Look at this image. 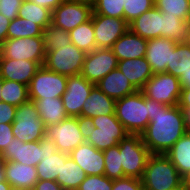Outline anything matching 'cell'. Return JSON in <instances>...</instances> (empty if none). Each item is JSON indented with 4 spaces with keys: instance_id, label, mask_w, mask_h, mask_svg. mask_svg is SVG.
<instances>
[{
    "instance_id": "32",
    "label": "cell",
    "mask_w": 190,
    "mask_h": 190,
    "mask_svg": "<svg viewBox=\"0 0 190 190\" xmlns=\"http://www.w3.org/2000/svg\"><path fill=\"white\" fill-rule=\"evenodd\" d=\"M69 35L71 38V43L78 49H81L86 53L96 49L92 18L71 30Z\"/></svg>"
},
{
    "instance_id": "18",
    "label": "cell",
    "mask_w": 190,
    "mask_h": 190,
    "mask_svg": "<svg viewBox=\"0 0 190 190\" xmlns=\"http://www.w3.org/2000/svg\"><path fill=\"white\" fill-rule=\"evenodd\" d=\"M176 41L158 37L147 40L145 58L150 64L153 74L167 73V65H170L171 50Z\"/></svg>"
},
{
    "instance_id": "51",
    "label": "cell",
    "mask_w": 190,
    "mask_h": 190,
    "mask_svg": "<svg viewBox=\"0 0 190 190\" xmlns=\"http://www.w3.org/2000/svg\"><path fill=\"white\" fill-rule=\"evenodd\" d=\"M182 88H190V70L179 78Z\"/></svg>"
},
{
    "instance_id": "26",
    "label": "cell",
    "mask_w": 190,
    "mask_h": 190,
    "mask_svg": "<svg viewBox=\"0 0 190 190\" xmlns=\"http://www.w3.org/2000/svg\"><path fill=\"white\" fill-rule=\"evenodd\" d=\"M190 185V132H186L165 154Z\"/></svg>"
},
{
    "instance_id": "45",
    "label": "cell",
    "mask_w": 190,
    "mask_h": 190,
    "mask_svg": "<svg viewBox=\"0 0 190 190\" xmlns=\"http://www.w3.org/2000/svg\"><path fill=\"white\" fill-rule=\"evenodd\" d=\"M17 107L0 101V123H13Z\"/></svg>"
},
{
    "instance_id": "36",
    "label": "cell",
    "mask_w": 190,
    "mask_h": 190,
    "mask_svg": "<svg viewBox=\"0 0 190 190\" xmlns=\"http://www.w3.org/2000/svg\"><path fill=\"white\" fill-rule=\"evenodd\" d=\"M104 154V175L109 179L125 178L121 164L119 145L110 147L103 151Z\"/></svg>"
},
{
    "instance_id": "7",
    "label": "cell",
    "mask_w": 190,
    "mask_h": 190,
    "mask_svg": "<svg viewBox=\"0 0 190 190\" xmlns=\"http://www.w3.org/2000/svg\"><path fill=\"white\" fill-rule=\"evenodd\" d=\"M143 95L160 104L178 105L182 86L178 77L169 73L154 74L140 90Z\"/></svg>"
},
{
    "instance_id": "5",
    "label": "cell",
    "mask_w": 190,
    "mask_h": 190,
    "mask_svg": "<svg viewBox=\"0 0 190 190\" xmlns=\"http://www.w3.org/2000/svg\"><path fill=\"white\" fill-rule=\"evenodd\" d=\"M45 126L32 100L17 107L12 123V133L21 142L40 141L45 137Z\"/></svg>"
},
{
    "instance_id": "54",
    "label": "cell",
    "mask_w": 190,
    "mask_h": 190,
    "mask_svg": "<svg viewBox=\"0 0 190 190\" xmlns=\"http://www.w3.org/2000/svg\"><path fill=\"white\" fill-rule=\"evenodd\" d=\"M0 190H13L7 181L0 182Z\"/></svg>"
},
{
    "instance_id": "43",
    "label": "cell",
    "mask_w": 190,
    "mask_h": 190,
    "mask_svg": "<svg viewBox=\"0 0 190 190\" xmlns=\"http://www.w3.org/2000/svg\"><path fill=\"white\" fill-rule=\"evenodd\" d=\"M23 0H0V14L4 17L14 20L18 17V11Z\"/></svg>"
},
{
    "instance_id": "37",
    "label": "cell",
    "mask_w": 190,
    "mask_h": 190,
    "mask_svg": "<svg viewBox=\"0 0 190 190\" xmlns=\"http://www.w3.org/2000/svg\"><path fill=\"white\" fill-rule=\"evenodd\" d=\"M45 52L58 50L62 46L71 44L69 32L50 24L43 30Z\"/></svg>"
},
{
    "instance_id": "12",
    "label": "cell",
    "mask_w": 190,
    "mask_h": 190,
    "mask_svg": "<svg viewBox=\"0 0 190 190\" xmlns=\"http://www.w3.org/2000/svg\"><path fill=\"white\" fill-rule=\"evenodd\" d=\"M45 136L55 143L58 151L68 154L85 142L77 117H68L59 124L47 126Z\"/></svg>"
},
{
    "instance_id": "30",
    "label": "cell",
    "mask_w": 190,
    "mask_h": 190,
    "mask_svg": "<svg viewBox=\"0 0 190 190\" xmlns=\"http://www.w3.org/2000/svg\"><path fill=\"white\" fill-rule=\"evenodd\" d=\"M18 16L39 25L43 30L52 24L51 10L27 0H23Z\"/></svg>"
},
{
    "instance_id": "2",
    "label": "cell",
    "mask_w": 190,
    "mask_h": 190,
    "mask_svg": "<svg viewBox=\"0 0 190 190\" xmlns=\"http://www.w3.org/2000/svg\"><path fill=\"white\" fill-rule=\"evenodd\" d=\"M144 190H188L189 184L165 154H151L141 178Z\"/></svg>"
},
{
    "instance_id": "57",
    "label": "cell",
    "mask_w": 190,
    "mask_h": 190,
    "mask_svg": "<svg viewBox=\"0 0 190 190\" xmlns=\"http://www.w3.org/2000/svg\"><path fill=\"white\" fill-rule=\"evenodd\" d=\"M0 100H1V79H0Z\"/></svg>"
},
{
    "instance_id": "42",
    "label": "cell",
    "mask_w": 190,
    "mask_h": 190,
    "mask_svg": "<svg viewBox=\"0 0 190 190\" xmlns=\"http://www.w3.org/2000/svg\"><path fill=\"white\" fill-rule=\"evenodd\" d=\"M112 190H144L141 179L125 177L113 180Z\"/></svg>"
},
{
    "instance_id": "55",
    "label": "cell",
    "mask_w": 190,
    "mask_h": 190,
    "mask_svg": "<svg viewBox=\"0 0 190 190\" xmlns=\"http://www.w3.org/2000/svg\"><path fill=\"white\" fill-rule=\"evenodd\" d=\"M185 43L190 47V22L187 30V38L185 40Z\"/></svg>"
},
{
    "instance_id": "3",
    "label": "cell",
    "mask_w": 190,
    "mask_h": 190,
    "mask_svg": "<svg viewBox=\"0 0 190 190\" xmlns=\"http://www.w3.org/2000/svg\"><path fill=\"white\" fill-rule=\"evenodd\" d=\"M150 99L138 90L115 102V115L129 134H141L149 124Z\"/></svg>"
},
{
    "instance_id": "19",
    "label": "cell",
    "mask_w": 190,
    "mask_h": 190,
    "mask_svg": "<svg viewBox=\"0 0 190 190\" xmlns=\"http://www.w3.org/2000/svg\"><path fill=\"white\" fill-rule=\"evenodd\" d=\"M41 66L30 60H13L0 55V79L29 85Z\"/></svg>"
},
{
    "instance_id": "41",
    "label": "cell",
    "mask_w": 190,
    "mask_h": 190,
    "mask_svg": "<svg viewBox=\"0 0 190 190\" xmlns=\"http://www.w3.org/2000/svg\"><path fill=\"white\" fill-rule=\"evenodd\" d=\"M113 180L105 175H88L77 190H112Z\"/></svg>"
},
{
    "instance_id": "53",
    "label": "cell",
    "mask_w": 190,
    "mask_h": 190,
    "mask_svg": "<svg viewBox=\"0 0 190 190\" xmlns=\"http://www.w3.org/2000/svg\"><path fill=\"white\" fill-rule=\"evenodd\" d=\"M184 112L185 116V122L188 129V132H190V108H181Z\"/></svg>"
},
{
    "instance_id": "16",
    "label": "cell",
    "mask_w": 190,
    "mask_h": 190,
    "mask_svg": "<svg viewBox=\"0 0 190 190\" xmlns=\"http://www.w3.org/2000/svg\"><path fill=\"white\" fill-rule=\"evenodd\" d=\"M40 147L43 150V157L36 166L39 180L56 181L58 174H61L62 161L70 156L68 153L57 150L55 143L46 136L40 140Z\"/></svg>"
},
{
    "instance_id": "20",
    "label": "cell",
    "mask_w": 190,
    "mask_h": 190,
    "mask_svg": "<svg viewBox=\"0 0 190 190\" xmlns=\"http://www.w3.org/2000/svg\"><path fill=\"white\" fill-rule=\"evenodd\" d=\"M69 156L84 170L86 175H104V154L88 142L69 153Z\"/></svg>"
},
{
    "instance_id": "25",
    "label": "cell",
    "mask_w": 190,
    "mask_h": 190,
    "mask_svg": "<svg viewBox=\"0 0 190 190\" xmlns=\"http://www.w3.org/2000/svg\"><path fill=\"white\" fill-rule=\"evenodd\" d=\"M117 69L137 90H141L154 75L145 57L118 61Z\"/></svg>"
},
{
    "instance_id": "4",
    "label": "cell",
    "mask_w": 190,
    "mask_h": 190,
    "mask_svg": "<svg viewBox=\"0 0 190 190\" xmlns=\"http://www.w3.org/2000/svg\"><path fill=\"white\" fill-rule=\"evenodd\" d=\"M118 145L124 176L141 179L151 155L141 134H128Z\"/></svg>"
},
{
    "instance_id": "39",
    "label": "cell",
    "mask_w": 190,
    "mask_h": 190,
    "mask_svg": "<svg viewBox=\"0 0 190 190\" xmlns=\"http://www.w3.org/2000/svg\"><path fill=\"white\" fill-rule=\"evenodd\" d=\"M125 0H93L92 14L124 19Z\"/></svg>"
},
{
    "instance_id": "49",
    "label": "cell",
    "mask_w": 190,
    "mask_h": 190,
    "mask_svg": "<svg viewBox=\"0 0 190 190\" xmlns=\"http://www.w3.org/2000/svg\"><path fill=\"white\" fill-rule=\"evenodd\" d=\"M11 20L0 14V45L7 40V31Z\"/></svg>"
},
{
    "instance_id": "15",
    "label": "cell",
    "mask_w": 190,
    "mask_h": 190,
    "mask_svg": "<svg viewBox=\"0 0 190 190\" xmlns=\"http://www.w3.org/2000/svg\"><path fill=\"white\" fill-rule=\"evenodd\" d=\"M94 86L81 74L68 76L66 91L61 96L68 117L80 116L83 104Z\"/></svg>"
},
{
    "instance_id": "21",
    "label": "cell",
    "mask_w": 190,
    "mask_h": 190,
    "mask_svg": "<svg viewBox=\"0 0 190 190\" xmlns=\"http://www.w3.org/2000/svg\"><path fill=\"white\" fill-rule=\"evenodd\" d=\"M5 176L13 190H33L39 180L36 167L14 161H5Z\"/></svg>"
},
{
    "instance_id": "17",
    "label": "cell",
    "mask_w": 190,
    "mask_h": 190,
    "mask_svg": "<svg viewBox=\"0 0 190 190\" xmlns=\"http://www.w3.org/2000/svg\"><path fill=\"white\" fill-rule=\"evenodd\" d=\"M43 157L40 141L21 142L18 138L11 140L9 145L0 154L5 161H14L36 167Z\"/></svg>"
},
{
    "instance_id": "13",
    "label": "cell",
    "mask_w": 190,
    "mask_h": 190,
    "mask_svg": "<svg viewBox=\"0 0 190 190\" xmlns=\"http://www.w3.org/2000/svg\"><path fill=\"white\" fill-rule=\"evenodd\" d=\"M117 66V57L110 48H96L86 54L81 75L96 85Z\"/></svg>"
},
{
    "instance_id": "31",
    "label": "cell",
    "mask_w": 190,
    "mask_h": 190,
    "mask_svg": "<svg viewBox=\"0 0 190 190\" xmlns=\"http://www.w3.org/2000/svg\"><path fill=\"white\" fill-rule=\"evenodd\" d=\"M190 70V47L185 42L176 43L171 50L170 65H167V73L180 78Z\"/></svg>"
},
{
    "instance_id": "29",
    "label": "cell",
    "mask_w": 190,
    "mask_h": 190,
    "mask_svg": "<svg viewBox=\"0 0 190 190\" xmlns=\"http://www.w3.org/2000/svg\"><path fill=\"white\" fill-rule=\"evenodd\" d=\"M86 176L84 170L69 157L66 161H62L61 174H58L56 182L64 190H77Z\"/></svg>"
},
{
    "instance_id": "35",
    "label": "cell",
    "mask_w": 190,
    "mask_h": 190,
    "mask_svg": "<svg viewBox=\"0 0 190 190\" xmlns=\"http://www.w3.org/2000/svg\"><path fill=\"white\" fill-rule=\"evenodd\" d=\"M27 37H43V29L39 25L19 16L11 20L7 31V39Z\"/></svg>"
},
{
    "instance_id": "47",
    "label": "cell",
    "mask_w": 190,
    "mask_h": 190,
    "mask_svg": "<svg viewBox=\"0 0 190 190\" xmlns=\"http://www.w3.org/2000/svg\"><path fill=\"white\" fill-rule=\"evenodd\" d=\"M33 190H64V189L56 181L38 180Z\"/></svg>"
},
{
    "instance_id": "11",
    "label": "cell",
    "mask_w": 190,
    "mask_h": 190,
    "mask_svg": "<svg viewBox=\"0 0 190 190\" xmlns=\"http://www.w3.org/2000/svg\"><path fill=\"white\" fill-rule=\"evenodd\" d=\"M92 12V2L65 0L52 11V25L70 32L88 21Z\"/></svg>"
},
{
    "instance_id": "23",
    "label": "cell",
    "mask_w": 190,
    "mask_h": 190,
    "mask_svg": "<svg viewBox=\"0 0 190 190\" xmlns=\"http://www.w3.org/2000/svg\"><path fill=\"white\" fill-rule=\"evenodd\" d=\"M162 19V12L154 6L132 21L129 29L147 40L162 37Z\"/></svg>"
},
{
    "instance_id": "1",
    "label": "cell",
    "mask_w": 190,
    "mask_h": 190,
    "mask_svg": "<svg viewBox=\"0 0 190 190\" xmlns=\"http://www.w3.org/2000/svg\"><path fill=\"white\" fill-rule=\"evenodd\" d=\"M148 116L150 122L141 137L151 154H166L188 131L184 112L178 105L169 106L150 99Z\"/></svg>"
},
{
    "instance_id": "9",
    "label": "cell",
    "mask_w": 190,
    "mask_h": 190,
    "mask_svg": "<svg viewBox=\"0 0 190 190\" xmlns=\"http://www.w3.org/2000/svg\"><path fill=\"white\" fill-rule=\"evenodd\" d=\"M86 54L71 43L58 50L46 52L44 66L65 76L78 75L82 72Z\"/></svg>"
},
{
    "instance_id": "40",
    "label": "cell",
    "mask_w": 190,
    "mask_h": 190,
    "mask_svg": "<svg viewBox=\"0 0 190 190\" xmlns=\"http://www.w3.org/2000/svg\"><path fill=\"white\" fill-rule=\"evenodd\" d=\"M155 6V0H125L124 19L128 24Z\"/></svg>"
},
{
    "instance_id": "52",
    "label": "cell",
    "mask_w": 190,
    "mask_h": 190,
    "mask_svg": "<svg viewBox=\"0 0 190 190\" xmlns=\"http://www.w3.org/2000/svg\"><path fill=\"white\" fill-rule=\"evenodd\" d=\"M6 181L5 176V160L0 158V182Z\"/></svg>"
},
{
    "instance_id": "34",
    "label": "cell",
    "mask_w": 190,
    "mask_h": 190,
    "mask_svg": "<svg viewBox=\"0 0 190 190\" xmlns=\"http://www.w3.org/2000/svg\"><path fill=\"white\" fill-rule=\"evenodd\" d=\"M162 37L179 42H185L189 22L176 16L162 13Z\"/></svg>"
},
{
    "instance_id": "6",
    "label": "cell",
    "mask_w": 190,
    "mask_h": 190,
    "mask_svg": "<svg viewBox=\"0 0 190 190\" xmlns=\"http://www.w3.org/2000/svg\"><path fill=\"white\" fill-rule=\"evenodd\" d=\"M92 120L94 130L86 142L98 150L104 151L118 145L129 134L115 114L100 115Z\"/></svg>"
},
{
    "instance_id": "38",
    "label": "cell",
    "mask_w": 190,
    "mask_h": 190,
    "mask_svg": "<svg viewBox=\"0 0 190 190\" xmlns=\"http://www.w3.org/2000/svg\"><path fill=\"white\" fill-rule=\"evenodd\" d=\"M155 7L166 15L190 22V0H155Z\"/></svg>"
},
{
    "instance_id": "28",
    "label": "cell",
    "mask_w": 190,
    "mask_h": 190,
    "mask_svg": "<svg viewBox=\"0 0 190 190\" xmlns=\"http://www.w3.org/2000/svg\"><path fill=\"white\" fill-rule=\"evenodd\" d=\"M29 100L35 103L45 128L50 125L59 124L68 118L61 98Z\"/></svg>"
},
{
    "instance_id": "33",
    "label": "cell",
    "mask_w": 190,
    "mask_h": 190,
    "mask_svg": "<svg viewBox=\"0 0 190 190\" xmlns=\"http://www.w3.org/2000/svg\"><path fill=\"white\" fill-rule=\"evenodd\" d=\"M29 100L28 86L10 80H1V100L10 105L19 107Z\"/></svg>"
},
{
    "instance_id": "10",
    "label": "cell",
    "mask_w": 190,
    "mask_h": 190,
    "mask_svg": "<svg viewBox=\"0 0 190 190\" xmlns=\"http://www.w3.org/2000/svg\"><path fill=\"white\" fill-rule=\"evenodd\" d=\"M0 55L13 60H30L44 65L46 52L43 37L7 39L0 45Z\"/></svg>"
},
{
    "instance_id": "22",
    "label": "cell",
    "mask_w": 190,
    "mask_h": 190,
    "mask_svg": "<svg viewBox=\"0 0 190 190\" xmlns=\"http://www.w3.org/2000/svg\"><path fill=\"white\" fill-rule=\"evenodd\" d=\"M147 39L127 30L110 48L118 61L145 57Z\"/></svg>"
},
{
    "instance_id": "56",
    "label": "cell",
    "mask_w": 190,
    "mask_h": 190,
    "mask_svg": "<svg viewBox=\"0 0 190 190\" xmlns=\"http://www.w3.org/2000/svg\"><path fill=\"white\" fill-rule=\"evenodd\" d=\"M77 1L92 2L93 0H77Z\"/></svg>"
},
{
    "instance_id": "48",
    "label": "cell",
    "mask_w": 190,
    "mask_h": 190,
    "mask_svg": "<svg viewBox=\"0 0 190 190\" xmlns=\"http://www.w3.org/2000/svg\"><path fill=\"white\" fill-rule=\"evenodd\" d=\"M27 1H31L36 5L48 8L49 10L53 11L65 0H27Z\"/></svg>"
},
{
    "instance_id": "8",
    "label": "cell",
    "mask_w": 190,
    "mask_h": 190,
    "mask_svg": "<svg viewBox=\"0 0 190 190\" xmlns=\"http://www.w3.org/2000/svg\"><path fill=\"white\" fill-rule=\"evenodd\" d=\"M67 78L41 66L28 85L29 99L61 98L67 88Z\"/></svg>"
},
{
    "instance_id": "44",
    "label": "cell",
    "mask_w": 190,
    "mask_h": 190,
    "mask_svg": "<svg viewBox=\"0 0 190 190\" xmlns=\"http://www.w3.org/2000/svg\"><path fill=\"white\" fill-rule=\"evenodd\" d=\"M14 138V134L12 133V123H0V154Z\"/></svg>"
},
{
    "instance_id": "14",
    "label": "cell",
    "mask_w": 190,
    "mask_h": 190,
    "mask_svg": "<svg viewBox=\"0 0 190 190\" xmlns=\"http://www.w3.org/2000/svg\"><path fill=\"white\" fill-rule=\"evenodd\" d=\"M94 27L96 48H111L127 31L129 24L125 19L105 15H91Z\"/></svg>"
},
{
    "instance_id": "46",
    "label": "cell",
    "mask_w": 190,
    "mask_h": 190,
    "mask_svg": "<svg viewBox=\"0 0 190 190\" xmlns=\"http://www.w3.org/2000/svg\"><path fill=\"white\" fill-rule=\"evenodd\" d=\"M79 130L82 133L85 141L89 138L94 130V124L91 117L79 116L77 117Z\"/></svg>"
},
{
    "instance_id": "27",
    "label": "cell",
    "mask_w": 190,
    "mask_h": 190,
    "mask_svg": "<svg viewBox=\"0 0 190 190\" xmlns=\"http://www.w3.org/2000/svg\"><path fill=\"white\" fill-rule=\"evenodd\" d=\"M115 100L94 86L90 96L85 100L80 116L97 117L100 115L115 114Z\"/></svg>"
},
{
    "instance_id": "24",
    "label": "cell",
    "mask_w": 190,
    "mask_h": 190,
    "mask_svg": "<svg viewBox=\"0 0 190 190\" xmlns=\"http://www.w3.org/2000/svg\"><path fill=\"white\" fill-rule=\"evenodd\" d=\"M95 86L115 101L138 91L117 68L102 78Z\"/></svg>"
},
{
    "instance_id": "50",
    "label": "cell",
    "mask_w": 190,
    "mask_h": 190,
    "mask_svg": "<svg viewBox=\"0 0 190 190\" xmlns=\"http://www.w3.org/2000/svg\"><path fill=\"white\" fill-rule=\"evenodd\" d=\"M178 106L180 108H190V88H182Z\"/></svg>"
}]
</instances>
